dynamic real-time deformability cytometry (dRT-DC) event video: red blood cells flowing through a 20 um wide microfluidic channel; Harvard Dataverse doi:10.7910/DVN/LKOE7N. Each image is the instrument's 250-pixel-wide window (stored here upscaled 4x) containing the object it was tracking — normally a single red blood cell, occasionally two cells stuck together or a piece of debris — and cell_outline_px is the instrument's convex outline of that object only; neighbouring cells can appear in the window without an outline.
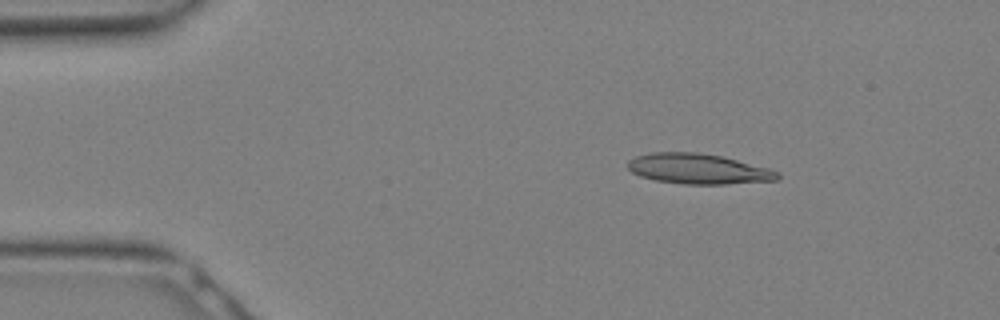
{"species": "Egyptian fruit bat (a non-hibernating species)", "species_latin": "Rousettus aegyptiacus", "temperature_condition": "warm", "stored_images_in_passage": 10, "camera_frame_rate_fps": 3000, "um_per_image_px": 0.085, "animal": {"sex": "female"}, "frame": {"image": 1, "passage_image": 4, "time_ms": 1.0, "image_size_px": [1000, 320], "cell_outline_px": [[780, 176], [776, 180], [724, 184], [684, 184], [656, 180], [640, 176], [632, 172], [628, 168], [628, 160], [636, 156], [652, 152], [696, 152], [720, 156], [768, 168], [780, 172]], "centroid_in_image_um": [59.33, 14.35], "position_along_channel_um": 25.7, "area_um2": 26.18}}
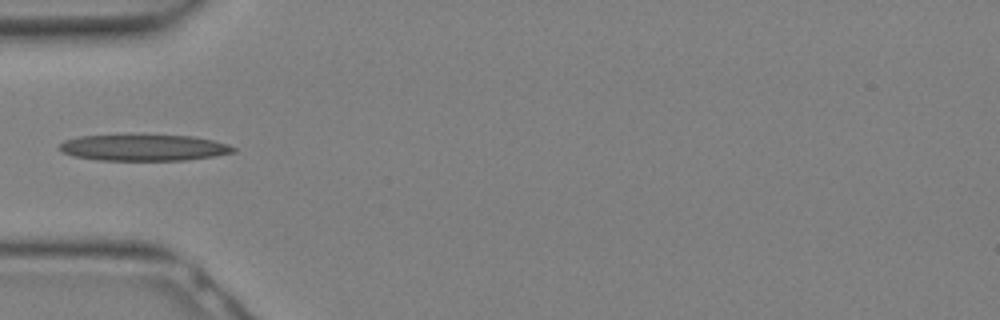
{"frame": {"image": 2, "passage_image": 9, "time_ms": 2.667, "image_size_px": [1000, 320], "cell_outline_px": [[236, 152], [216, 156], [184, 160], [96, 160], [76, 156], [60, 152], [60, 144], [64, 140], [80, 136], [132, 132], [140, 132], [192, 136], [212, 140], [228, 144], [236, 148]], "centroid_in_image_um": [12.2, 12.5], "position_along_channel_um": 72.8, "area_um2": 27.98}}